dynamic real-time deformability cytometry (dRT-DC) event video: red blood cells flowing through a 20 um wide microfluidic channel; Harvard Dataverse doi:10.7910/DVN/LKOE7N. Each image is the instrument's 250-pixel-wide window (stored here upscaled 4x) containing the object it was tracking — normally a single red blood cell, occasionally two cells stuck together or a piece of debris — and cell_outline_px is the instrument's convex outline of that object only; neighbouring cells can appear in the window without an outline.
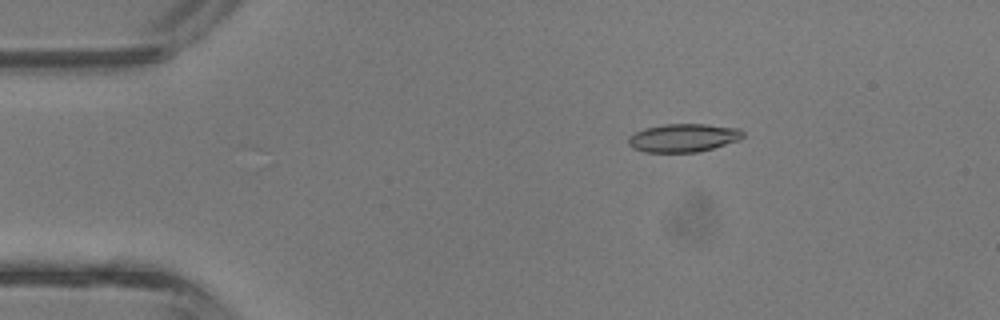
{"species": "common noctule bat (a hibernating species)", "species_latin": "Nyctalus noctula", "temperature_condition": "room temperature", "stored_images_in_passage": 2, "camera_frame_rate_fps": 3000, "um_per_image_px": 0.085, "animal": {"sex": "male", "body_mass_g": 13.3}, "frame": {"image": 1, "passage_image": 1, "time_ms": 0.0, "image_size_px": [1000, 320], "cell_outline_px": [[744, 136], [740, 140], [712, 148], [696, 152], [644, 152], [632, 148], [628, 144], [628, 136], [644, 128], [664, 124], [704, 124], [740, 128], [744, 132]], "centroid_in_image_um": [58.08, 11.71], "position_along_channel_um": 26.9, "area_um2": 18.96}}